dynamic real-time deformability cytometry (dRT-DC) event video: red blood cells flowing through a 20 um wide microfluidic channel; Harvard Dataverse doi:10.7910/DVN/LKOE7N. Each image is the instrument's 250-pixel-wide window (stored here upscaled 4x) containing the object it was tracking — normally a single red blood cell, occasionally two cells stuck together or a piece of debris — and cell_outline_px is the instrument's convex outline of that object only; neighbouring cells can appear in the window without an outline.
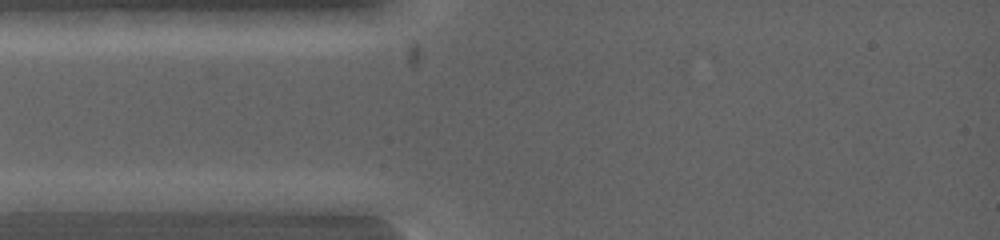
{"species": "common noctule bat (a hibernating species)", "species_latin": "Nyctalus noctula", "temperature_condition": "warm", "stored_images_in_passage": 2, "camera_frame_rate_fps": 5000, "um_per_image_px": 0.085, "animal": {"sex": "female", "body_mass_g": 19.0, "forearm_length_mm": 53.3}, "frame": {"image": 1, "passage_image": 1, "time_ms": 0.0, "image_size_px": [1000, 240], "cell_outline_px": [[112, 200], [96, 212], [36, 216], [16, 212], [20, 200], [40, 192], [80, 192]], "centroid_in_image_um": [5.16, 17.31], "position_along_channel_um": 79.8, "area_um2": 12.43}}